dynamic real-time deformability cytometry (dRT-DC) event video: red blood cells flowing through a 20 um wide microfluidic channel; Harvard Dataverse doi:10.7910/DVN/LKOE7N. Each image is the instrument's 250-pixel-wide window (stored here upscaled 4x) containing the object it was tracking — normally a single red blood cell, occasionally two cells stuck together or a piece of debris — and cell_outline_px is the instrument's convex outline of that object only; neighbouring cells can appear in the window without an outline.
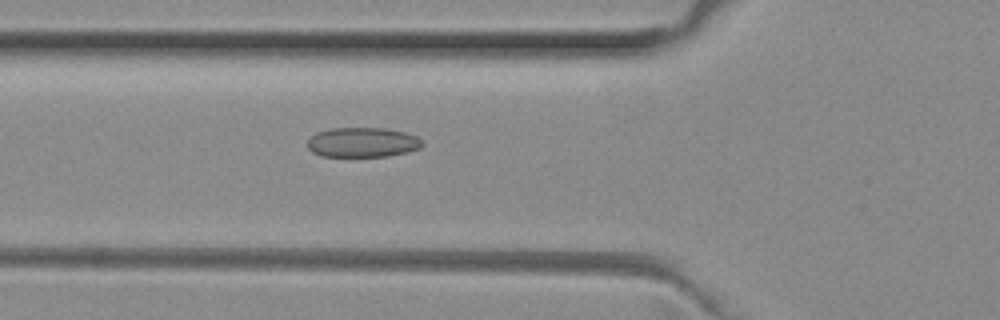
{"species": "common noctule bat (a hibernating species)", "species_latin": "Nyctalus noctula", "temperature_condition": "room temperature", "stored_images_in_passage": 46, "camera_frame_rate_fps": 3000, "um_per_image_px": 0.085, "animal": {"sex": "female", "body_mass_g": 29.2, "forearm_length_mm": 56.3}, "frame": {"image": 1, "passage_image": 14, "time_ms": 4.333, "image_size_px": [1000, 320], "cell_outline_px": [[424, 144], [420, 148], [408, 152], [388, 156], [320, 156], [312, 152], [308, 148], [308, 140], [316, 132], [332, 128], [384, 128], [404, 132], [416, 136]], "centroid_in_image_um": [30.81, 12.1], "position_along_channel_um": 95.0, "area_um2": 19.88}}
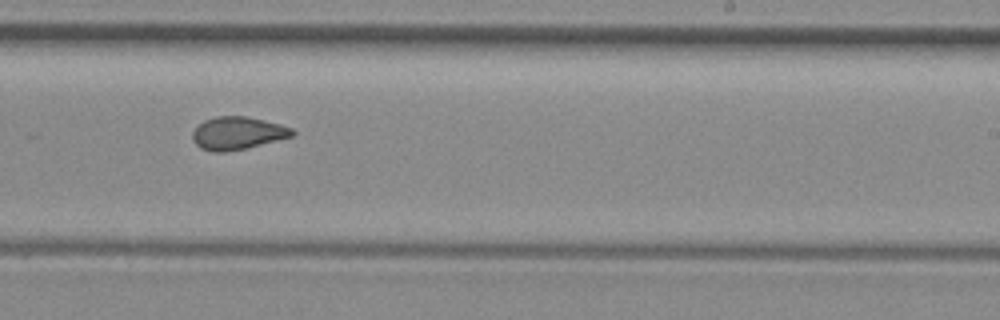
{"frame": {"image": 2, "passage_image": 27, "time_ms": 8.667, "image_size_px": [1000, 320], "cell_outline_px": [[296, 132], [292, 136], [244, 148], [224, 152], [212, 152], [200, 148], [192, 140], [192, 132], [204, 120], [216, 116], [244, 116], [264, 120], [280, 124], [292, 128]], "centroid_in_image_um": [20.16, 11.31], "position_along_channel_um": 268.8, "area_um2": 18.84}}
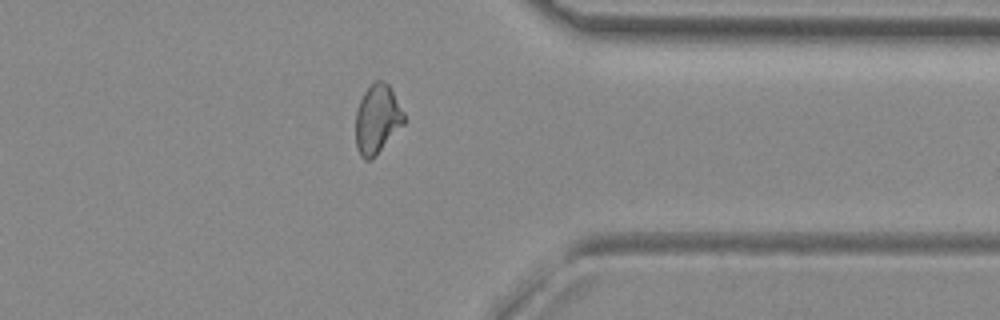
{"frame": {"image": 3, "passage_image": 36, "time_ms": 11.667, "image_size_px": [1000, 320], "cell_outline_px": [[404, 124], [376, 156], [372, 160], [364, 160], [360, 156], [356, 148], [356, 112], [360, 100], [364, 92], [376, 80], [380, 80], [388, 84], [404, 112]], "centroid_in_image_um": [32.06, 10.17], "position_along_channel_um": 379.3, "area_um2": 19.42}}